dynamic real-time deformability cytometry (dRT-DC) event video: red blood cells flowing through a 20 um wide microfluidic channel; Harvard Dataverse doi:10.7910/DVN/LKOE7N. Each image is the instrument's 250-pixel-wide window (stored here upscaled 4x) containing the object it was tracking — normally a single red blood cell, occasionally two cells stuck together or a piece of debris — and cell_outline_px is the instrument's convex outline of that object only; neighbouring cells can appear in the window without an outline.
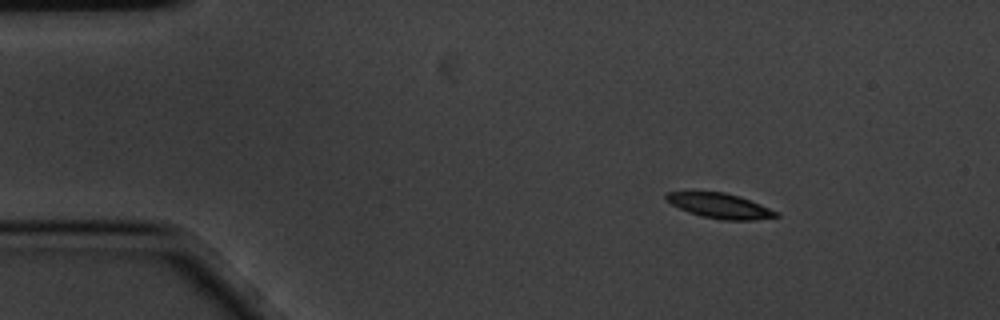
{"species": "common noctule bat (a hibernating species)", "species_latin": "Nyctalus noctula", "temperature_condition": "cold", "stored_images_in_passage": 4, "camera_frame_rate_fps": 3000, "um_per_image_px": 0.085, "animal": {"sex": "male", "body_mass_g": 20.1, "forearm_length_mm": 53.5}, "frame": {"image": 1, "passage_image": 2, "time_ms": 0.333, "image_size_px": [1000, 320], "cell_outline_px": [[780, 216], [756, 220], [720, 220], [688, 212], [672, 204], [664, 196], [664, 192], [724, 192], [740, 196], [780, 212]], "centroid_in_image_um": [61.24, 17.5], "position_along_channel_um": 23.8, "area_um2": 15.95}}